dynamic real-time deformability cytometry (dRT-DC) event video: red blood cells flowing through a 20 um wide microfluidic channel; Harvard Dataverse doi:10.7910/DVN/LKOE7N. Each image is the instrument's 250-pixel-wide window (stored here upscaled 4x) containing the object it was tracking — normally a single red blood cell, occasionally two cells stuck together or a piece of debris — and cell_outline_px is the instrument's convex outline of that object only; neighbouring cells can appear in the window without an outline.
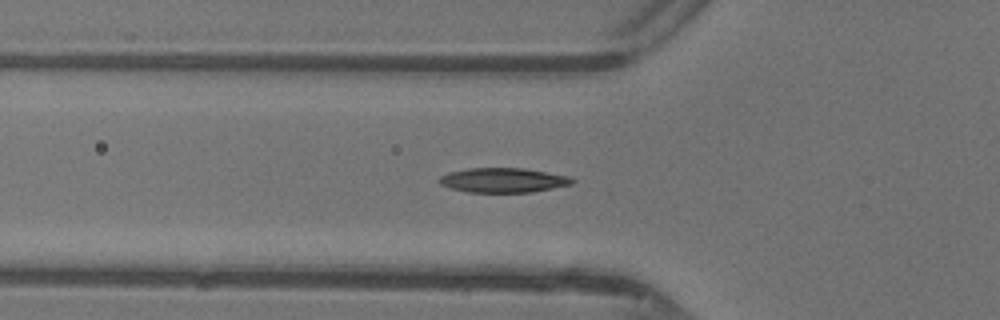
{"species": "common noctule bat (a hibernating species)", "species_latin": "Nyctalus noctula", "temperature_condition": "warm", "stored_images_in_passage": 32, "camera_frame_rate_fps": 3000, "um_per_image_px": 0.085, "animal": {"sex": "female"}, "frame": {"image": 1, "passage_image": 2, "time_ms": 0.333, "image_size_px": [1000, 320], "cell_outline_px": [[576, 180], [572, 184], [532, 192], [468, 192], [448, 188], [440, 184], [436, 180], [440, 176], [448, 172], [468, 168], [524, 168], [568, 176]], "centroid_in_image_um": [42.71, 15.31], "position_along_channel_um": 83.1, "area_um2": 19.13}}
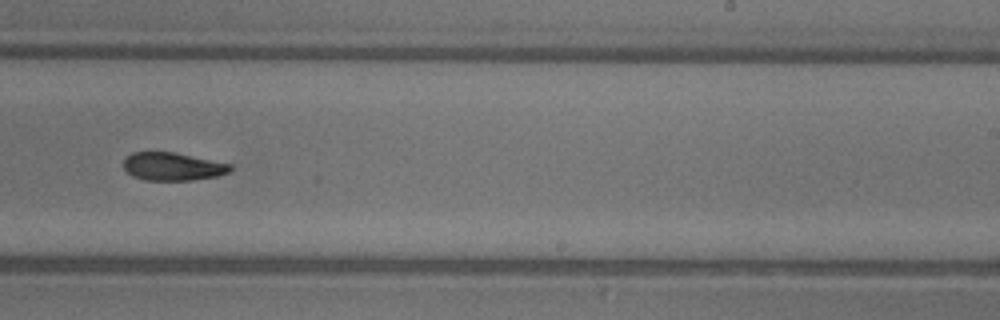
{"frame": {"image": 2, "passage_image": 15, "time_ms": 4.667, "image_size_px": [1000, 320], "cell_outline_px": [[232, 168], [228, 172], [216, 176], [192, 180], [144, 180], [132, 176], [124, 168], [124, 160], [132, 152], [172, 152], [232, 164]], "centroid_in_image_um": [14.66, 14.16], "position_along_channel_um": 274.3, "area_um2": 17.22}}
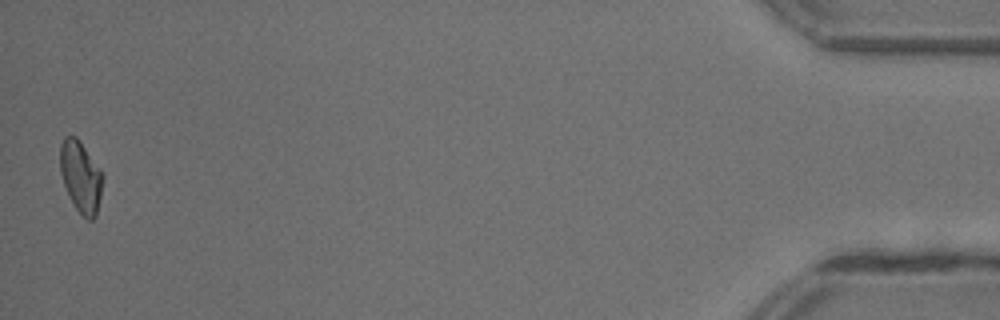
{"frame": {"image": 3, "passage_image": 32, "time_ms": 10.333, "image_size_px": [1000, 320], "cell_outline_px": [[104, 176], [96, 216], [92, 220], [88, 220], [76, 208], [64, 184], [60, 172], [60, 144], [64, 136], [76, 136], [100, 168]], "centroid_in_image_um": [6.87, 14.99], "position_along_channel_um": 428.3, "area_um2": 17.51}, "authors_computed_cell_mechanics": {"area_um2": 18.2648, "velocity_mm_per_s": 4.3973, "shape_relaxation_time_tau1_ms": 3.067, "shape_relaxation_time_tau2_ms": 10.3457, "deformation_change_tau1": 0.1252, "deformation_change_tau2": 0.187}}